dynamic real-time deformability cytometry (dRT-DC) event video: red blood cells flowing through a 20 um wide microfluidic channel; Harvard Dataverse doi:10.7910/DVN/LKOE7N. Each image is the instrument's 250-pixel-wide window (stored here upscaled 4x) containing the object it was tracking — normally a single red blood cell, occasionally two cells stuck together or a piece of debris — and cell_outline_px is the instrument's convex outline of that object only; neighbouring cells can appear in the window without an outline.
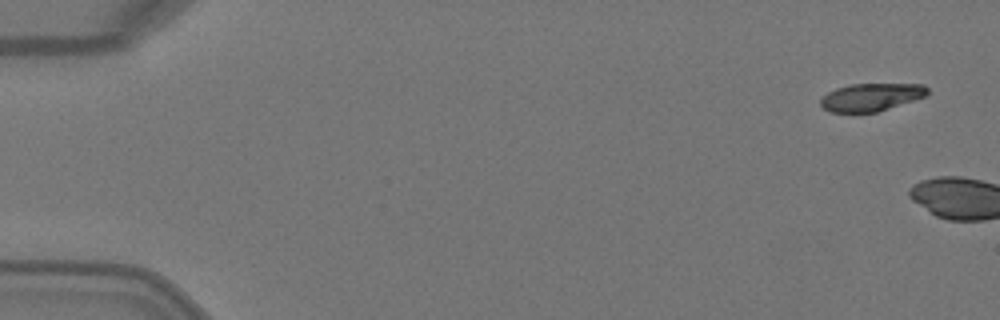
{"species": "Egyptian fruit bat (a non-hibernating species)", "species_latin": "Rousettus aegyptiacus", "temperature_condition": "warm", "stored_images_in_passage": 6, "camera_frame_rate_fps": 3000, "um_per_image_px": 0.085, "animal": {"sex": "female"}, "frame": {"image": 1, "passage_image": 1, "time_ms": 0.0, "image_size_px": [1000, 320], "cell_outline_px": [[928, 92], [924, 96], [876, 112], [832, 112], [824, 108], [820, 104], [820, 100], [828, 92], [836, 88], [852, 84], [924, 84], [928, 88]], "centroid_in_image_um": [74.03, 8.24], "position_along_channel_um": 11.0, "area_um2": 16.94}}